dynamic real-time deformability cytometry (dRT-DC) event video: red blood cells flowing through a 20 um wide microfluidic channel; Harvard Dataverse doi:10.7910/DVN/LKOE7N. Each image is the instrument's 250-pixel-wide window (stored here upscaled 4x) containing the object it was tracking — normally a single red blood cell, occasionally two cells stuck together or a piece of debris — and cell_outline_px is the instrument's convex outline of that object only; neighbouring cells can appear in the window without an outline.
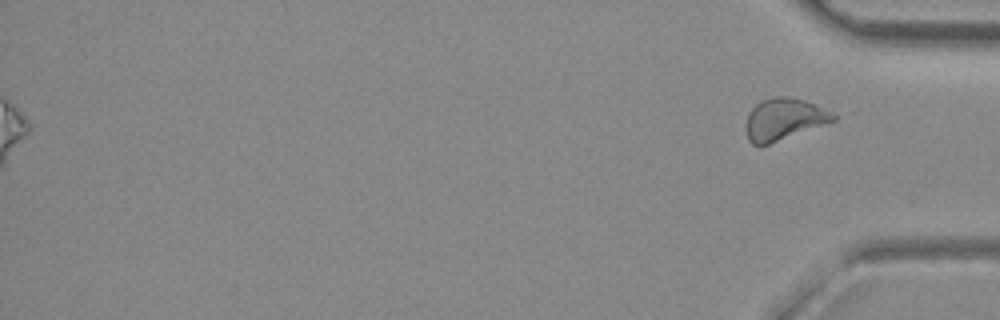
{"species": "common noctule bat (a hibernating species)", "species_latin": "Nyctalus noctula", "temperature_condition": "room temperature", "stored_images_in_passage": 51, "segment_of_instrument_passage": [2, 2], "camera_frame_rate_fps": 3000, "um_per_image_px": 0.085, "animal": {"sex": "female", "body_mass_g": 29.2, "forearm_length_mm": 56.3}, "frame": {"image": 1, "passage_image": 51, "time_ms": 16.667, "image_size_px": [1000, 320], "cell_outline_px": [[836, 120], [768, 144], [752, 144], [748, 140], [748, 112], [760, 100], [776, 96], [788, 96], [804, 100], [836, 116]], "centroid_in_image_um": [66.6, 10.11], "position_along_channel_um": 368.6, "area_um2": 20.46}}